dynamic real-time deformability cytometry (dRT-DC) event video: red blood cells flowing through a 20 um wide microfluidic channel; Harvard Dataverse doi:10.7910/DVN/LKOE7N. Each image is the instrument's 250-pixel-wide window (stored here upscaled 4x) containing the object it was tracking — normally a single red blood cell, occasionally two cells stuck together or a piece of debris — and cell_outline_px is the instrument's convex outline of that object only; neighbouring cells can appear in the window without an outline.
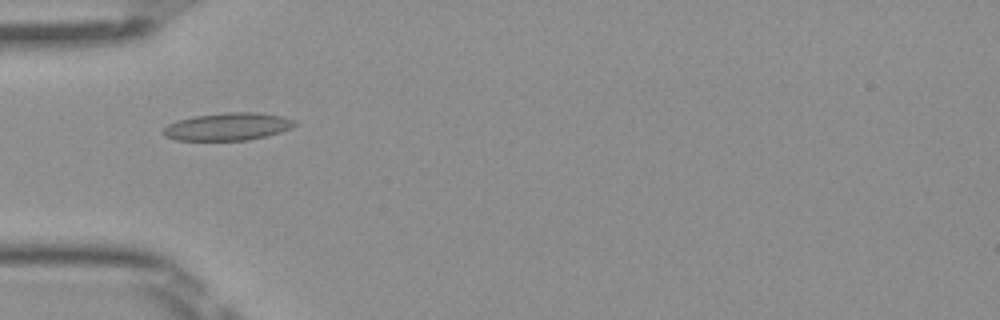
{"species": "Egyptian fruit bat (a non-hibernating species)", "species_latin": "Rousettus aegyptiacus", "temperature_condition": "room temperature", "stored_images_in_passage": 35, "camera_frame_rate_fps": 3000, "um_per_image_px": 0.085, "frame": {"image": 1, "passage_image": 1, "time_ms": 0.0, "image_size_px": [1000, 320], "cell_outline_px": [[300, 124], [292, 128], [268, 136], [248, 140], [176, 140], [164, 136], [164, 128], [168, 124], [176, 120], [196, 116], [228, 112], [256, 112], [284, 116], [296, 120]], "centroid_in_image_um": [19.44, 10.76], "position_along_channel_um": 65.6, "area_um2": 21.33}}
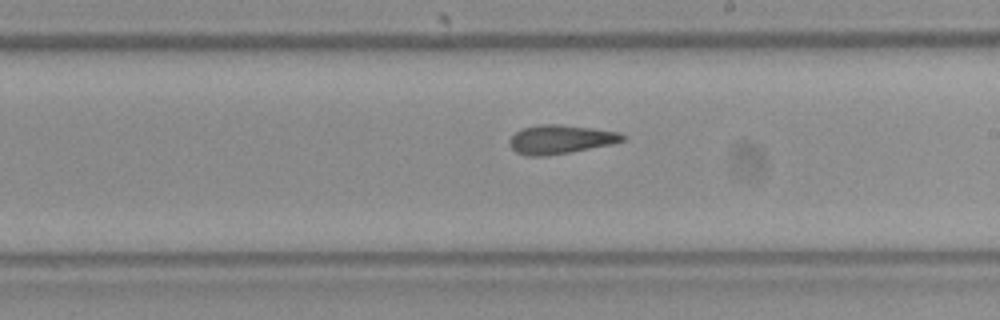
{"frame": {"image": 2, "passage_image": 14, "time_ms": 4.333, "image_size_px": [1000, 320], "cell_outline_px": [[624, 140], [612, 144], [548, 156], [528, 156], [516, 152], [508, 144], [508, 140], [516, 132], [524, 128], [540, 124], [560, 124], [592, 128], [620, 132], [624, 136]], "centroid_in_image_um": [47.62, 11.85], "position_along_channel_um": 241.4, "area_um2": 18.96}}
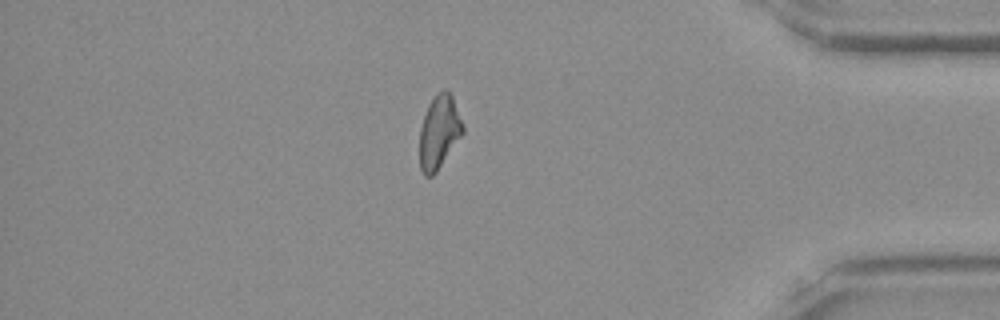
{"frame": {"image": 3, "passage_image": 28, "time_ms": 9.0, "image_size_px": [1000, 320], "cell_outline_px": [[464, 132], [436, 172], [432, 176], [424, 176], [420, 168], [420, 128], [428, 104], [436, 92], [444, 88], [452, 96], [464, 128]], "centroid_in_image_um": [37.31, 11.21], "position_along_channel_um": 397.9, "area_um2": 18.32}, "authors_computed_cell_mechanics": {"area_um2": 18.6116, "velocity_mm_per_s": 4.0698, "shape_relaxation_time_tau1_ms": null, "shape_relaxation_time_tau2_ms": 4.6975, "deformation_change_tau1": null, "deformation_change_tau2": 0.1287}}